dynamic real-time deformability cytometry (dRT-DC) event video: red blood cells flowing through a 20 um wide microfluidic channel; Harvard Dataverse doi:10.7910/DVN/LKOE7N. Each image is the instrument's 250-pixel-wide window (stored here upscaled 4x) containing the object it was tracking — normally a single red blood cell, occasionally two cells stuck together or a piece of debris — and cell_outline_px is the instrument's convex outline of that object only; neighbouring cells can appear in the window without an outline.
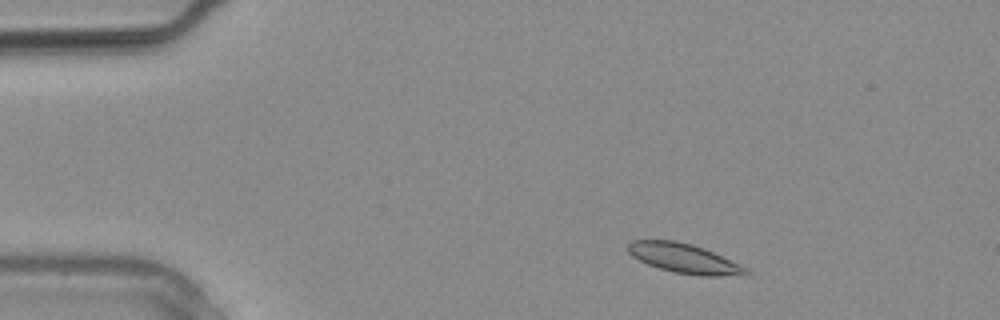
{"species": "common noctule bat (a hibernating species)", "species_latin": "Nyctalus noctula", "temperature_condition": "warm", "stored_images_in_passage": 2, "camera_frame_rate_fps": 3000, "um_per_image_px": 0.085, "animal": {"sex": "male", "body_mass_g": 20.4}, "frame": {"image": 1, "passage_image": 2, "time_ms": 0.333, "image_size_px": [1000, 320], "cell_outline_px": [[752, 272], [744, 276], [700, 276], [676, 272], [660, 268], [648, 264], [632, 256], [628, 252], [628, 244], [632, 240], [676, 240], [692, 244], [704, 248], [748, 268]], "centroid_in_image_um": [58.2, 21.97], "position_along_channel_um": 26.8, "area_um2": 20.35}}